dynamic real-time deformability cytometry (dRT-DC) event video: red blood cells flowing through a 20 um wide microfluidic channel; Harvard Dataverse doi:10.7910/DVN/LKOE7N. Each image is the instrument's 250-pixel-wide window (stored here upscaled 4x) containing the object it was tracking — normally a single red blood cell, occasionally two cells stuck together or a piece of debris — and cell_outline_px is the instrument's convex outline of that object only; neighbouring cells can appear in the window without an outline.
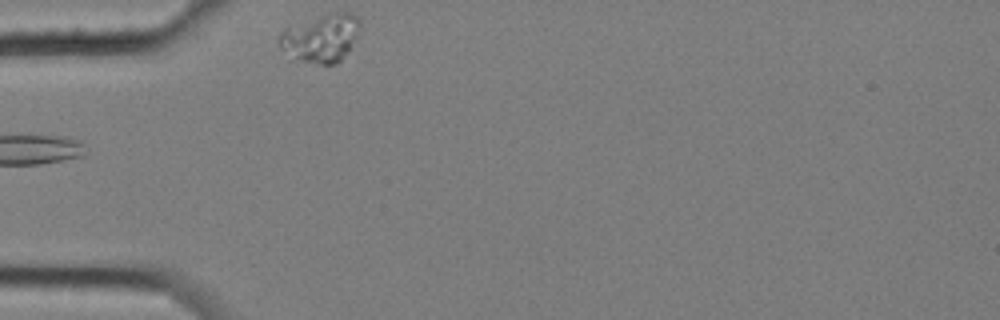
{"species": "common noctule bat (a hibernating species)", "species_latin": "Nyctalus noctula", "temperature_condition": "cold", "stored_images_in_passage": 7, "camera_frame_rate_fps": 3000, "um_per_image_px": 0.085, "animal": {"sex": "female", "body_mass_g": 25.1}, "frame": {"image": 1, "passage_image": 6, "time_ms": 1.667, "image_size_px": [1000, 320], "cell_outline_px": [[360, 28], [356, 36], [340, 60], [336, 64], [320, 64], [288, 60], [280, 48], [280, 32], [284, 28], [336, 12], [348, 12], [356, 16], [360, 20]], "centroid_in_image_um": [27.22, 3.28], "position_along_channel_um": 57.8, "area_um2": 22.37}}